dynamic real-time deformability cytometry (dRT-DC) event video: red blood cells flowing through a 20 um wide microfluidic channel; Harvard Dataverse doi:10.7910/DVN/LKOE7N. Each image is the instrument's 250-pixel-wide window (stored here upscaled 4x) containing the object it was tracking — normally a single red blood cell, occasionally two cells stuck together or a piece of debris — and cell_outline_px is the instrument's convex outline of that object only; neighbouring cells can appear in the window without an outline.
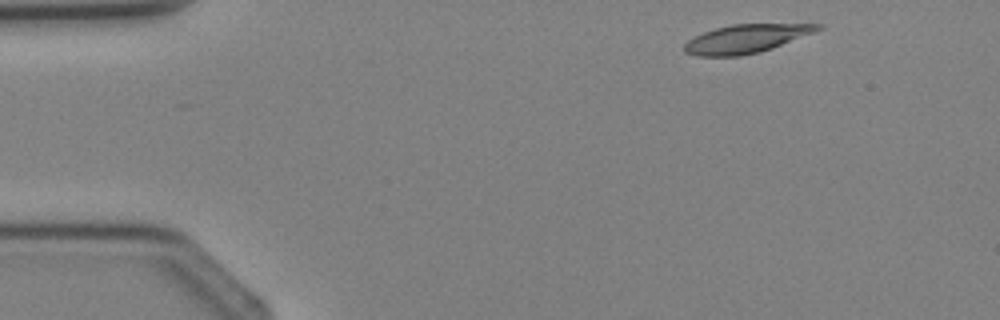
{"species": "Egyptian fruit bat (a non-hibernating species)", "species_latin": "Rousettus aegyptiacus", "temperature_condition": "cold", "stored_images_in_passage": 3, "camera_frame_rate_fps": 3000, "um_per_image_px": 0.085, "animal": {"sex": "female"}, "frame": {"image": 1, "passage_image": 1, "time_ms": 0.0, "image_size_px": [1000, 320], "cell_outline_px": [[824, 28], [772, 48], [760, 52], [740, 56], [696, 56], [684, 52], [684, 44], [688, 40], [704, 32], [716, 28], [732, 24], [824, 24]], "centroid_in_image_um": [63.4, 3.29], "position_along_channel_um": 21.6, "area_um2": 21.96}}
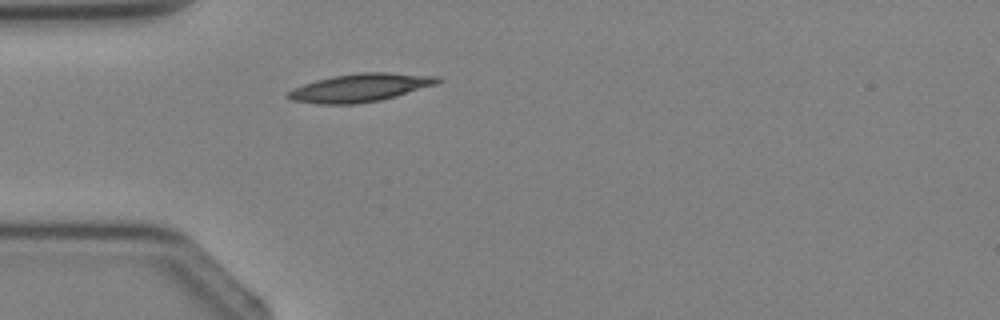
{"frame": {"image": 2, "passage_image": 3, "time_ms": 2.0, "image_size_px": [1000, 320], "cell_outline_px": [[444, 80], [436, 84], [396, 96], [380, 100], [356, 104], [320, 104], [292, 100], [284, 96], [292, 88], [316, 80], [332, 76], [360, 72], [388, 72], [440, 76]], "centroid_in_image_um": [30.63, 7.44], "position_along_channel_um": 54.4, "area_um2": 24.62}}